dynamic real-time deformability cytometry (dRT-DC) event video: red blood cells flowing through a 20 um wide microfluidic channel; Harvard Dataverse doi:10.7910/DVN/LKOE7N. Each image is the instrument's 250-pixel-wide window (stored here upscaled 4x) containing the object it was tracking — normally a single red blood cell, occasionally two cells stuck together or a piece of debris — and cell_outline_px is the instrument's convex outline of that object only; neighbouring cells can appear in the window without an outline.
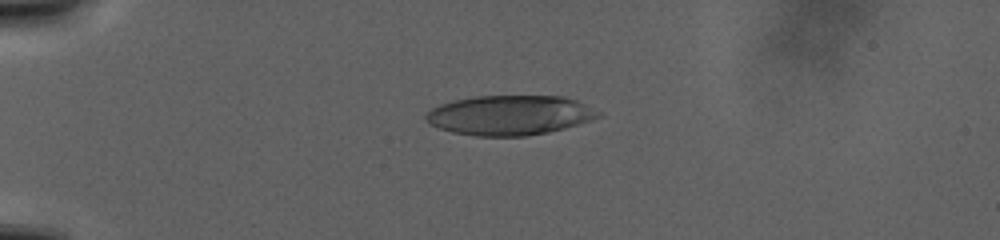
{"species": "human", "species_latin": "Homo sapiens", "temperature_condition": "warm", "stored_images_in_passage": 68, "camera_frame_rate_fps": 3000, "um_per_image_px": 0.085, "donor": {"sex": "male"}, "frame": {"image": 1, "passage_image": 14, "time_ms": 11.0, "image_size_px": [1000, 240], "cell_outline_px": [[604, 116], [592, 120], [564, 128], [548, 132], [524, 136], [476, 136], [452, 132], [428, 124], [424, 120], [424, 116], [432, 108], [440, 104], [452, 100], [476, 96], [564, 96], [576, 100], [604, 112]], "centroid_in_image_um": [43.35, 9.79], "position_along_channel_um": 41.6, "area_um2": 40.29}}
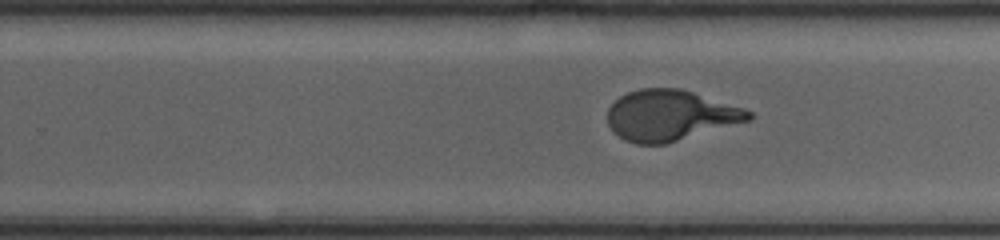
{"frame": {"image": 2, "passage_image": 35, "time_ms": 26.667, "image_size_px": [1000, 240], "cell_outline_px": [[752, 116], [748, 120], [664, 144], [636, 144], [624, 140], [608, 124], [608, 108], [620, 96], [628, 92], [640, 88], [680, 88], [744, 108], [752, 112]], "centroid_in_image_um": [56.93, 9.79], "position_along_channel_um": 272.9, "area_um2": 41.04}}
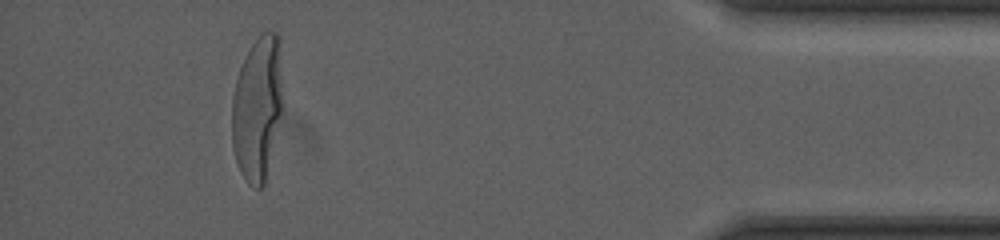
{"frame": {"image": 3, "passage_image": 61, "time_ms": 37.0, "image_size_px": [1000, 240], "cell_outline_px": [[280, 116], [264, 184], [260, 188], [252, 188], [248, 184], [240, 172], [232, 148], [232, 96], [236, 80], [240, 68], [252, 44], [260, 32], [276, 32], [280, 36]], "centroid_in_image_um": [21.84, 9.2], "position_along_channel_um": 413.4, "area_um2": 42.08}}